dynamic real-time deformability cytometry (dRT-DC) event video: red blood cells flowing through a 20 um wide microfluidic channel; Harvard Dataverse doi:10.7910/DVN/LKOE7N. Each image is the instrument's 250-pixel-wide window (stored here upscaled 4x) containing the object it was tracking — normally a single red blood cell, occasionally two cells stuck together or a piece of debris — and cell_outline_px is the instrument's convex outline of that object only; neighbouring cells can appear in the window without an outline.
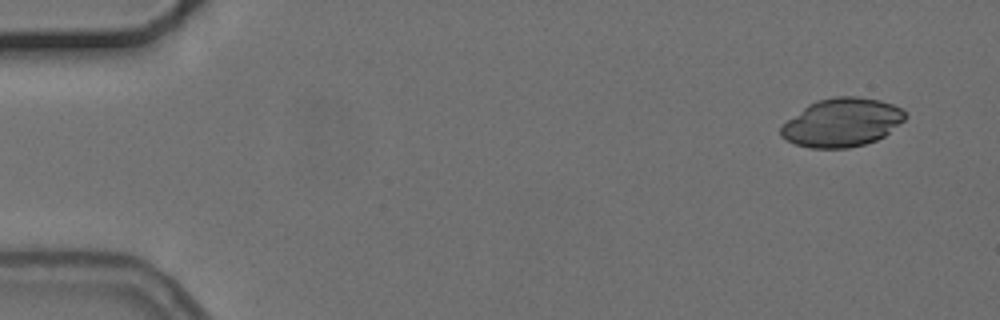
{"species": "common noctule bat (a hibernating species)", "species_latin": "Nyctalus noctula", "temperature_condition": "cold", "stored_images_in_passage": 2, "camera_frame_rate_fps": 3000, "um_per_image_px": 0.085, "animal": {"sex": "female", "body_mass_g": 24.6, "forearm_length_mm": 56.2}, "frame": {"image": 1, "passage_image": 2, "time_ms": 1.333, "image_size_px": [1000, 320], "cell_outline_px": [[908, 116], [904, 120], [884, 136], [876, 140], [864, 144], [848, 148], [812, 148], [796, 144], [780, 136], [780, 124], [808, 104], [816, 100], [836, 96], [860, 96], [880, 100], [892, 104], [900, 108]], "centroid_in_image_um": [71.53, 10.4], "position_along_channel_um": 13.5, "area_um2": 35.26}}